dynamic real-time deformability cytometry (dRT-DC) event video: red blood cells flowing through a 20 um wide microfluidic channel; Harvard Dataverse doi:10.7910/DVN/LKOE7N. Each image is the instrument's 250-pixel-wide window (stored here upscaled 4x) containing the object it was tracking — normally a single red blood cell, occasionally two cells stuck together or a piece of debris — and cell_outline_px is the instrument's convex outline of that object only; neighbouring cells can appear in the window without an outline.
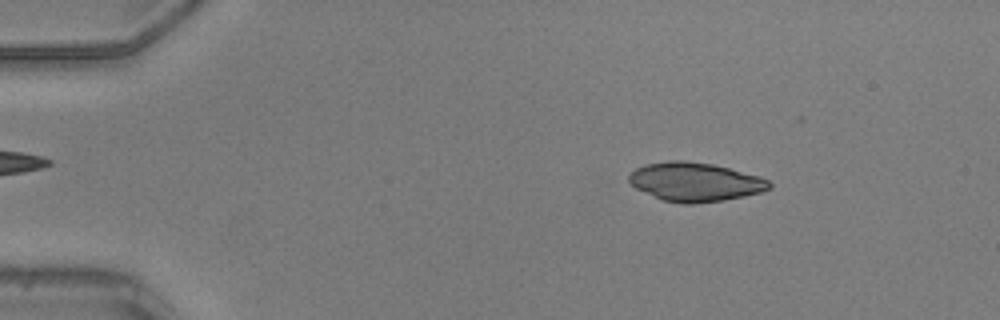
{"species": "common noctule bat (a hibernating species)", "species_latin": "Nyctalus noctula", "temperature_condition": "warm", "stored_images_in_passage": 49, "camera_frame_rate_fps": 3000, "um_per_image_px": 0.085, "animal": {"sex": "male", "body_mass_g": 20.5, "forearm_length_mm": 52.5}, "frame": {"image": 1, "passage_image": 8, "time_ms": 2.333, "image_size_px": [1000, 320], "cell_outline_px": [[772, 188], [760, 192], [744, 196], [724, 200], [692, 204], [680, 204], [660, 200], [636, 188], [628, 180], [628, 176], [636, 168], [648, 164], [668, 160], [684, 160], [712, 164], [760, 176], [768, 180], [772, 184]], "centroid_in_image_um": [59.08, 15.47], "position_along_channel_um": 25.9, "area_um2": 31.85}}